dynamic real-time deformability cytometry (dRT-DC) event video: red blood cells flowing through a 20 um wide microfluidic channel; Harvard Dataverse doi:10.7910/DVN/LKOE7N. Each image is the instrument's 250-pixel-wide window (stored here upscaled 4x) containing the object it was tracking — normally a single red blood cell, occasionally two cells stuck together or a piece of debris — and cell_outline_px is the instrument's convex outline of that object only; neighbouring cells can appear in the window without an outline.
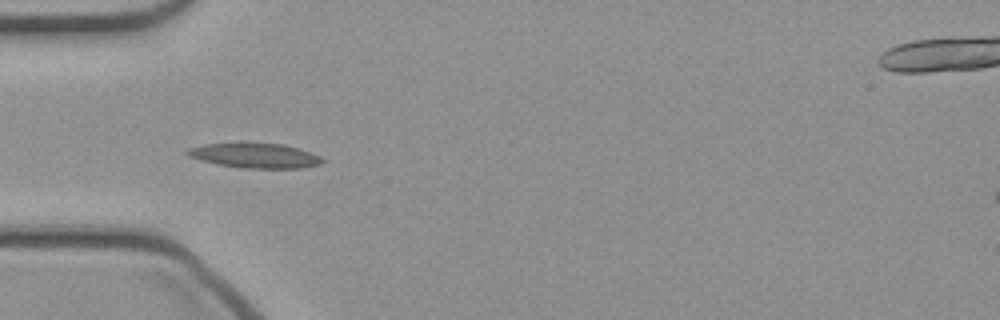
{"species": "common noctule bat (a hibernating species)", "species_latin": "Nyctalus noctula", "temperature_condition": "cold", "stored_images_in_passage": 34, "camera_frame_rate_fps": 3000, "um_per_image_px": 0.085, "animal": {"sex": "female", "body_mass_g": 21.9}, "frame": {"image": 1, "passage_image": 1, "time_ms": 0.0, "image_size_px": [1000, 320], "cell_outline_px": [[324, 160], [320, 164], [300, 168], [240, 168], [216, 164], [200, 160], [188, 156], [184, 152], [188, 148], [204, 144], [240, 140], [284, 144], [300, 148], [320, 156]], "centroid_in_image_um": [21.6, 13.17], "position_along_channel_um": 63.4, "area_um2": 20.46}}
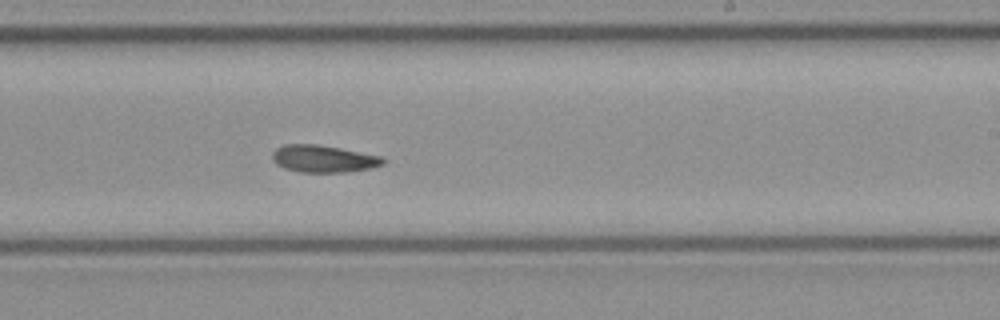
{"frame": {"image": 2, "passage_image": 15, "time_ms": 4.667, "image_size_px": [1000, 320], "cell_outline_px": [[388, 160], [384, 164], [372, 168], [348, 172], [300, 172], [284, 168], [276, 164], [272, 160], [272, 152], [276, 148], [284, 144], [320, 144], [384, 156]], "centroid_in_image_um": [27.54, 13.49], "position_along_channel_um": 261.5, "area_um2": 17.98}}
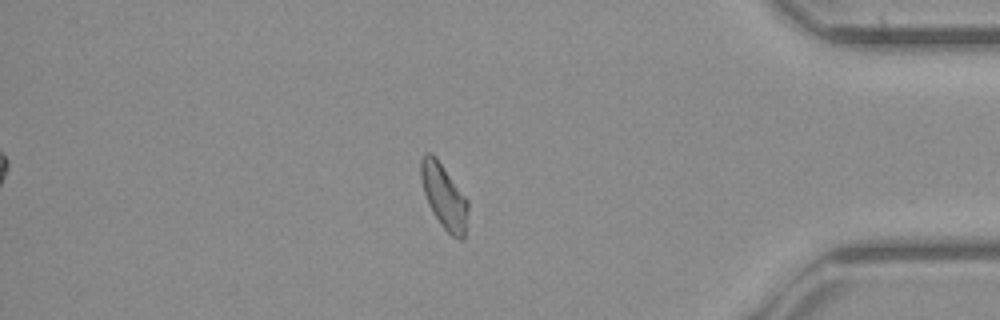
{"frame": {"image": 3, "passage_image": 27, "time_ms": 8.667, "image_size_px": [1000, 320], "cell_outline_px": [[468, 212], [464, 240], [460, 240], [452, 236], [440, 224], [432, 212], [428, 204], [424, 192], [420, 176], [420, 160], [424, 152], [432, 152], [436, 156], [468, 200]], "centroid_in_image_um": [37.73, 16.67], "position_along_channel_um": 397.5, "area_um2": 17.92}}